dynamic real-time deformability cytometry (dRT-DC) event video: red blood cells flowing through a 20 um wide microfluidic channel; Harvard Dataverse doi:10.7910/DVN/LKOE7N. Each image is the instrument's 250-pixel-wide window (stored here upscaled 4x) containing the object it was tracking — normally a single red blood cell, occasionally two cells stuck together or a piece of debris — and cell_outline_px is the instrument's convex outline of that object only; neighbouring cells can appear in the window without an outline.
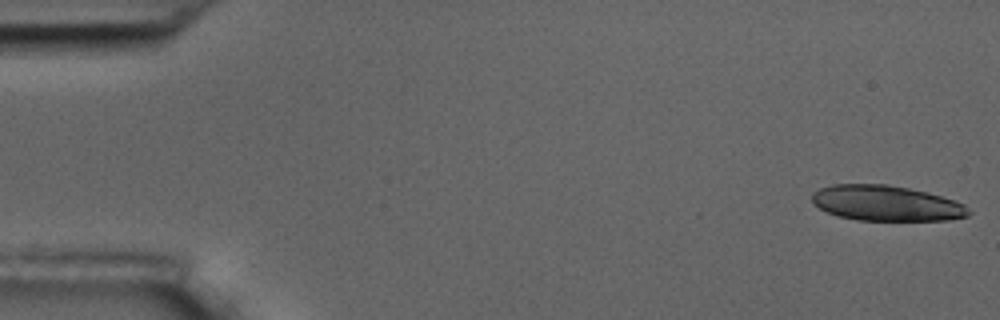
{"species": "common noctule bat (a hibernating species)", "species_latin": "Nyctalus noctula", "temperature_condition": "room temperature", "stored_images_in_passage": 26, "camera_frame_rate_fps": 3000, "um_per_image_px": 0.085, "animal": {"sex": "male", "body_mass_g": 17.5, "forearm_length_mm": 52.3}, "frame": {"image": 1, "passage_image": 1, "time_ms": 0.0, "image_size_px": [1000, 320], "cell_outline_px": [[972, 212], [968, 216], [948, 220], [856, 220], [836, 216], [820, 208], [812, 200], [812, 192], [820, 188], [832, 184], [888, 184], [908, 188], [940, 196], [964, 204]], "centroid_in_image_um": [75.31, 17.27], "position_along_channel_um": 9.7, "area_um2": 32.19}}